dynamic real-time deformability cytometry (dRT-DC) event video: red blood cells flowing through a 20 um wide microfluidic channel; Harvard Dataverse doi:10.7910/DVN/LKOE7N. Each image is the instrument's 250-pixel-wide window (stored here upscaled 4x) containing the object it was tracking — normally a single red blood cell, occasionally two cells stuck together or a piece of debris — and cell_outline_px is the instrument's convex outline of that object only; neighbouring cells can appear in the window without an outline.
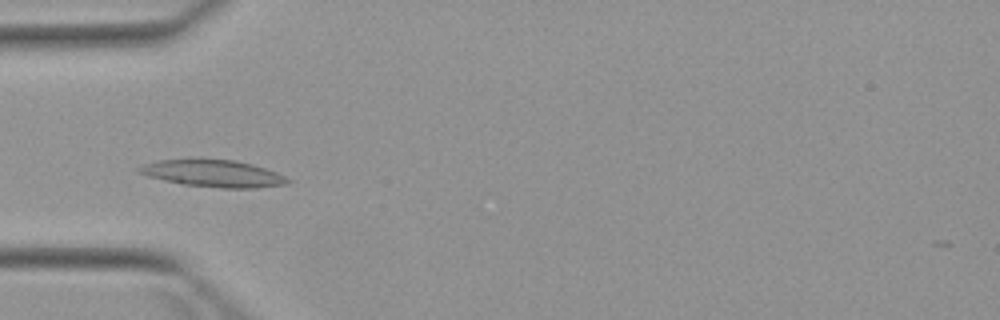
{"species": "Egyptian fruit bat (a non-hibernating species)", "species_latin": "Rousettus aegyptiacus", "temperature_condition": "warm", "stored_images_in_passage": 4, "camera_frame_rate_fps": 3000, "um_per_image_px": 0.085, "animal": {"sex": "female"}, "frame": {"image": 1, "passage_image": 4, "time_ms": 3.667, "image_size_px": [1000, 320], "cell_outline_px": [[292, 180], [288, 184], [256, 188], [220, 188], [184, 184], [164, 180], [148, 176], [140, 172], [136, 168], [144, 164], [160, 160], [188, 156], [200, 156], [236, 160], [252, 164], [276, 172]], "centroid_in_image_um": [18.1, 14.69], "position_along_channel_um": 66.9, "area_um2": 24.28}}